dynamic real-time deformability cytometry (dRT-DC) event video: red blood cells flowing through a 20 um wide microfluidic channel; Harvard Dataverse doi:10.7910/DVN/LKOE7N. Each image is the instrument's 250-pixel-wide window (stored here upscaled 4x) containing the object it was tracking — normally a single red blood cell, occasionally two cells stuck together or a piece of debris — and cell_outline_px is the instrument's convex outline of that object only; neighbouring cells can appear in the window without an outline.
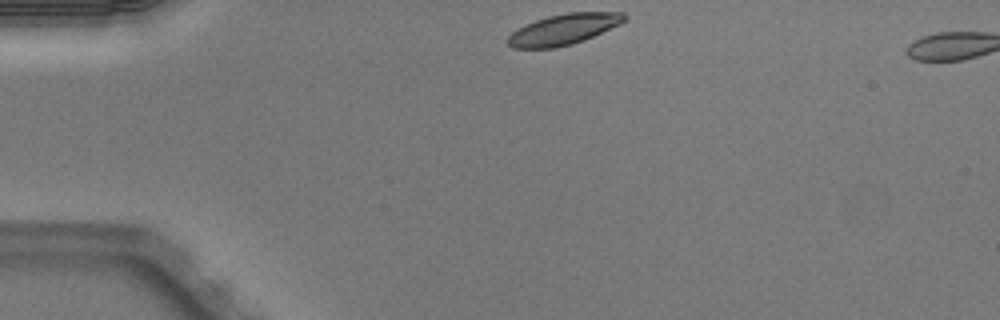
{"species": "Egyptian fruit bat (a non-hibernating species)", "species_latin": "Rousettus aegyptiacus", "temperature_condition": "warm", "stored_images_in_passage": 3, "camera_frame_rate_fps": 3000, "um_per_image_px": 0.085, "animal": {"sex": "male"}, "frame": {"image": 1, "passage_image": 1, "time_ms": 0.0, "image_size_px": [1000, 320], "cell_outline_px": [[628, 16], [620, 24], [584, 40], [572, 44], [552, 48], [512, 48], [504, 40], [512, 32], [524, 24], [548, 16], [568, 12], [624, 12]], "centroid_in_image_um": [47.88, 2.49], "position_along_channel_um": 37.1, "area_um2": 20.92}}